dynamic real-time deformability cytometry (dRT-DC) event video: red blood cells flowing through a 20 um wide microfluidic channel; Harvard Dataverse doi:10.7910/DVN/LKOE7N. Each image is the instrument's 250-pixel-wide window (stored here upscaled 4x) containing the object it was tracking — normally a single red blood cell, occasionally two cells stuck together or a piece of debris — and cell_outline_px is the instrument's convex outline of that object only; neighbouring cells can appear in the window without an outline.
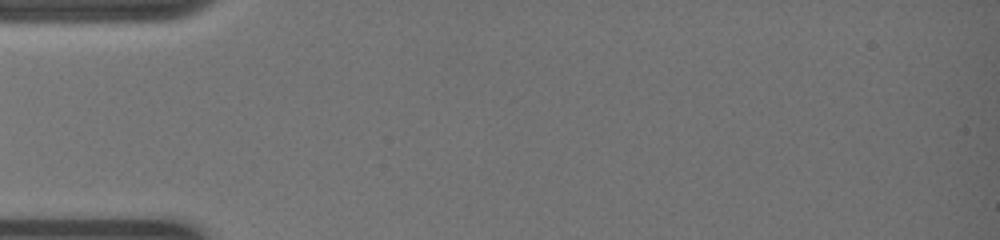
{"species": "common noctule bat (a hibernating species)", "species_latin": "Nyctalus noctula", "temperature_condition": "warm", "stored_images_in_passage": 3, "camera_frame_rate_fps": 3000, "um_per_image_px": 0.085, "animal": {"sex": "female", "body_mass_g": 19.0, "forearm_length_mm": 51.5}, "frame": {"image": 1, "passage_image": 1, "time_ms": 0.0, "image_size_px": [1000, 240], "cell_outline_px": [[152, 188], [144, 192], [132, 192], [12, 188], [12, 184], [20, 180], [92, 176], [148, 184]], "centroid_in_image_um": [7.05, 15.68], "position_along_channel_um": 77.9, "area_um2": 11.04}}